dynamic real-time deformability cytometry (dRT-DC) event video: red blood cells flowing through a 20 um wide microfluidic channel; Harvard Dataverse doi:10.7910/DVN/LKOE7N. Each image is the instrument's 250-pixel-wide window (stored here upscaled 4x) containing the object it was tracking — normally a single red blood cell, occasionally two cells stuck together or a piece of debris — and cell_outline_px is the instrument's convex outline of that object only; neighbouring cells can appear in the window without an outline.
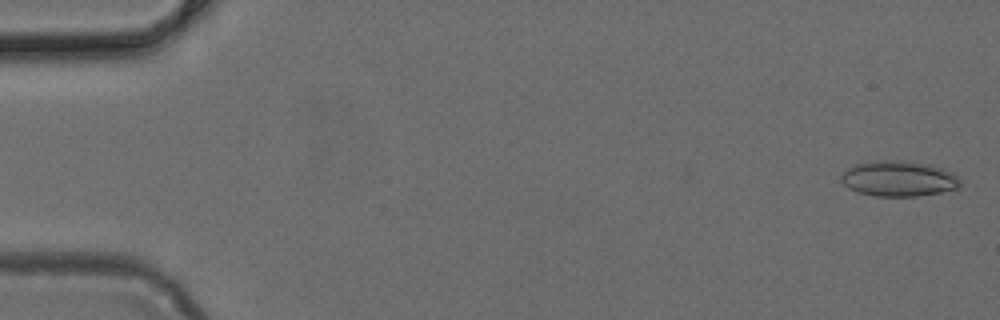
{"species": "common noctule bat (a hibernating species)", "species_latin": "Nyctalus noctula", "temperature_condition": "cold", "stored_images_in_passage": 7, "camera_frame_rate_fps": 3000, "um_per_image_px": 0.085, "animal": {"sex": "female", "body_mass_g": 24.6, "forearm_length_mm": 56.2}, "frame": {"image": 1, "passage_image": 1, "time_ms": 0.0, "image_size_px": [1000, 320], "cell_outline_px": [[960, 184], [956, 188], [940, 192], [916, 196], [876, 196], [856, 192], [848, 188], [840, 180], [840, 176], [848, 168], [856, 164], [872, 160], [900, 160], [932, 164], [944, 168], [952, 172], [960, 180]], "centroid_in_image_um": [76.36, 15.17], "position_along_channel_um": 8.6, "area_um2": 24.8}}
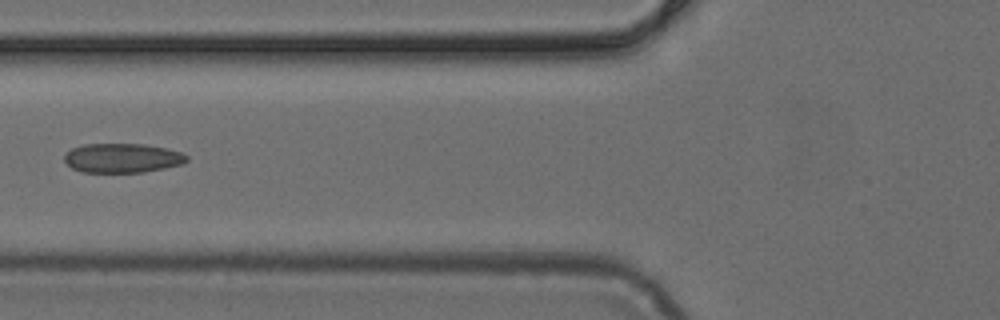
{"frame": {"image": 2, "passage_image": 6, "time_ms": 1.667, "image_size_px": [1000, 320], "cell_outline_px": [[188, 160], [184, 164], [144, 172], [84, 172], [72, 168], [64, 160], [64, 156], [72, 148], [84, 144], [144, 144], [168, 148], [180, 152], [188, 156]], "centroid_in_image_um": [10.43, 13.43], "position_along_channel_um": 115.4, "area_um2": 20.92}}
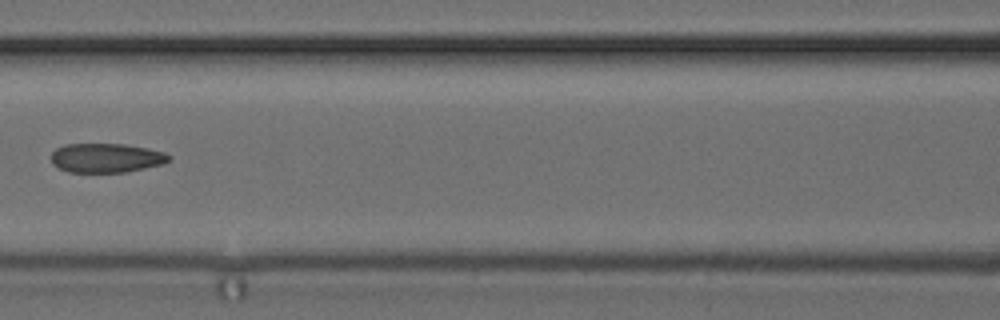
{"frame": {"image": 3, "passage_image": 7, "time_ms": 2.0, "image_size_px": [1000, 320], "cell_outline_px": [[172, 160], [164, 164], [124, 172], [68, 172], [52, 164], [52, 152], [56, 148], [64, 144], [124, 144], [148, 148], [164, 152], [172, 156]], "centroid_in_image_um": [9.06, 13.42], "position_along_channel_um": 157.5, "area_um2": 20.17}}